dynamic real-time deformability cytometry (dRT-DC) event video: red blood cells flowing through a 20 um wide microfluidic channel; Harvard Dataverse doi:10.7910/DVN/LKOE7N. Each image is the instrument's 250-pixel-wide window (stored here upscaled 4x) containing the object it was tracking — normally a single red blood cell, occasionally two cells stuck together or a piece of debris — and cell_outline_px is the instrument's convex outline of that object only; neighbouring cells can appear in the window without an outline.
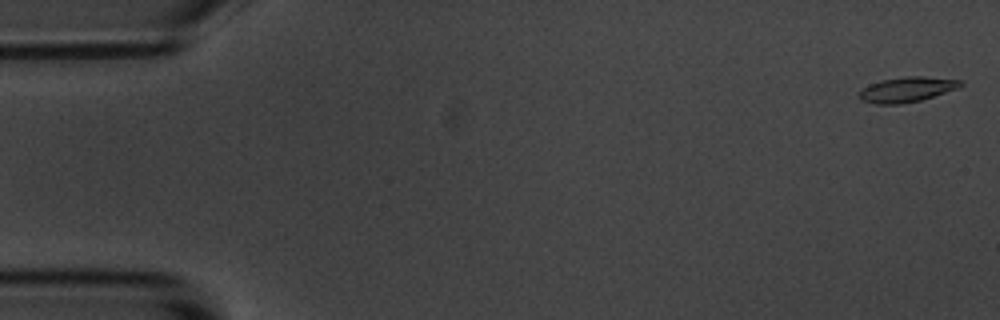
{"species": "common noctule bat (a hibernating species)", "species_latin": "Nyctalus noctula", "temperature_condition": "room temperature", "stored_images_in_passage": 10, "camera_frame_rate_fps": 3000, "um_per_image_px": 0.085, "animal": {"sex": "male", "body_mass_g": 20.1, "forearm_length_mm": 53.5}, "frame": {"image": 1, "passage_image": 1, "time_ms": 0.0, "image_size_px": [1000, 320], "cell_outline_px": [[964, 84], [956, 88], [920, 100], [900, 104], [876, 104], [860, 100], [860, 88], [868, 84], [880, 80], [908, 76], [924, 76], [960, 80]], "centroid_in_image_um": [77.02, 7.6], "position_along_channel_um": 8.0, "area_um2": 14.68}}